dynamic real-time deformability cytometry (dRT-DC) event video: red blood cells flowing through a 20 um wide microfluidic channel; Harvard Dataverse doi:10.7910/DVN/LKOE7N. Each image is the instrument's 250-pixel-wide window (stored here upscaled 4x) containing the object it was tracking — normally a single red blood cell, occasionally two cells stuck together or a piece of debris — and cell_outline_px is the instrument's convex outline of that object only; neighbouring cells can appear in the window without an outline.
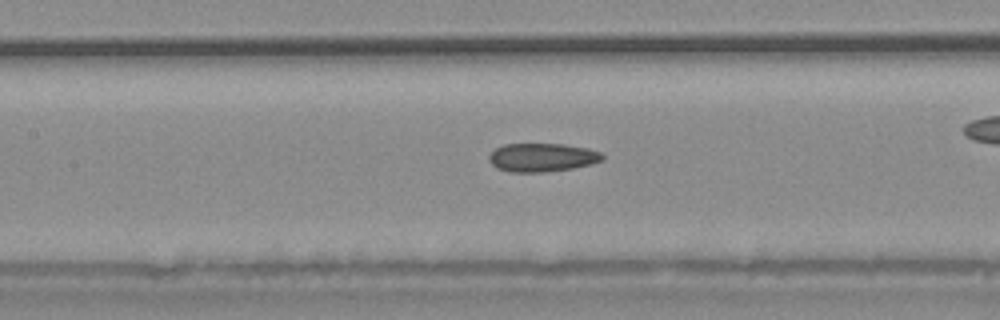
{"species": "common noctule bat (a hibernating species)", "species_latin": "Nyctalus noctula", "temperature_condition": "warm", "stored_images_in_passage": 26, "camera_frame_rate_fps": 3000, "um_per_image_px": 0.085, "animal": {"sex": "male", "body_mass_g": 20.4}, "frame": {"image": 1, "passage_image": 12, "time_ms": 3.667, "image_size_px": [1000, 320], "cell_outline_px": [[604, 160], [572, 168], [544, 172], [512, 172], [496, 168], [488, 160], [488, 156], [496, 148], [504, 144], [564, 144], [588, 148], [600, 152], [604, 156]], "centroid_in_image_um": [46.06, 13.38], "position_along_channel_um": 161.3, "area_um2": 18.79}}